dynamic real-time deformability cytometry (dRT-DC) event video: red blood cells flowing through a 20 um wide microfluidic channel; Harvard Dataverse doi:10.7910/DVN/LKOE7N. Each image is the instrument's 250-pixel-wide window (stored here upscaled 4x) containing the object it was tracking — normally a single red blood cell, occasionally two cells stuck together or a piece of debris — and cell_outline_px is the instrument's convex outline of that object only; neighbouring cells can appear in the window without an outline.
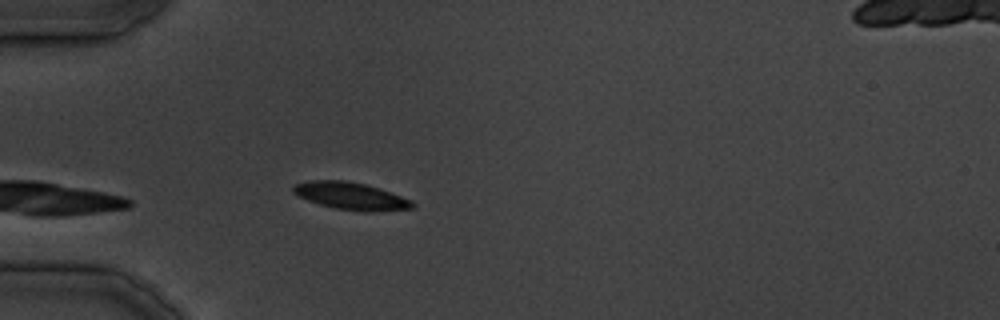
{"species": "common noctule bat (a hibernating species)", "species_latin": "Nyctalus noctula", "temperature_condition": "cold", "stored_images_in_passage": 24, "camera_frame_rate_fps": 3000, "um_per_image_px": 0.085, "animal": {"sex": "male", "body_mass_g": 19.5, "forearm_length_mm": 54.6}, "frame": {"image": 1, "passage_image": 1, "time_ms": 0.0, "image_size_px": [1000, 320], "cell_outline_px": [[416, 204], [412, 208], [372, 212], [364, 212], [336, 208], [320, 204], [308, 200], [292, 192], [292, 184], [308, 180], [344, 180], [364, 184], [412, 200]], "centroid_in_image_um": [29.78, 16.66], "position_along_channel_um": 55.2, "area_um2": 18.79}}